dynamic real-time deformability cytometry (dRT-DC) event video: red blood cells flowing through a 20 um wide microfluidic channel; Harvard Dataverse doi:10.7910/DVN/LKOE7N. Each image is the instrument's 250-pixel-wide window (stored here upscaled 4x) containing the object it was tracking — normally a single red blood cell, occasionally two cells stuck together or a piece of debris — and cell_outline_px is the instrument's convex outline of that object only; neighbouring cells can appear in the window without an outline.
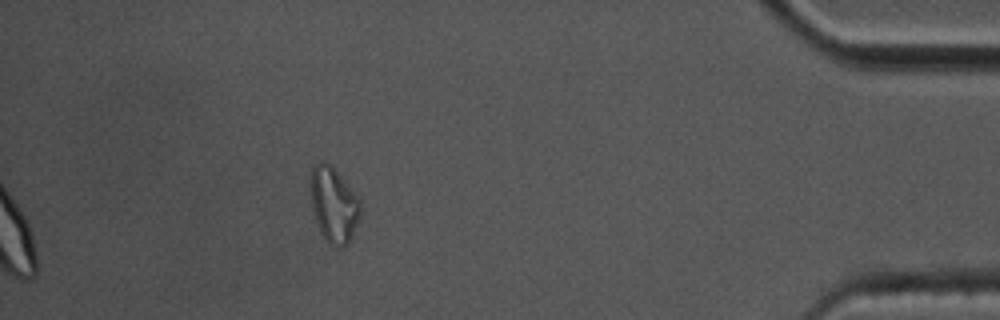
{"species": "common noctule bat (a hibernating species)", "species_latin": "Nyctalus noctula", "temperature_condition": "cold", "stored_images_in_passage": 48, "segment_of_instrument_passage": [3, 3], "camera_frame_rate_fps": 3000, "um_per_image_px": 0.085, "animal": {"sex": "male", "body_mass_g": 17.5, "forearm_length_mm": 52.3}, "frame": {"image": 1, "passage_image": 48, "time_ms": 15.667, "image_size_px": [1000, 320], "cell_outline_px": [[360, 216], [352, 236], [348, 244], [340, 248], [336, 248], [320, 232], [312, 208], [308, 180], [308, 176], [312, 168], [320, 160], [324, 160], [340, 176], [360, 200]], "centroid_in_image_um": [28.33, 17.39], "position_along_channel_um": 406.9, "area_um2": 21.79}}